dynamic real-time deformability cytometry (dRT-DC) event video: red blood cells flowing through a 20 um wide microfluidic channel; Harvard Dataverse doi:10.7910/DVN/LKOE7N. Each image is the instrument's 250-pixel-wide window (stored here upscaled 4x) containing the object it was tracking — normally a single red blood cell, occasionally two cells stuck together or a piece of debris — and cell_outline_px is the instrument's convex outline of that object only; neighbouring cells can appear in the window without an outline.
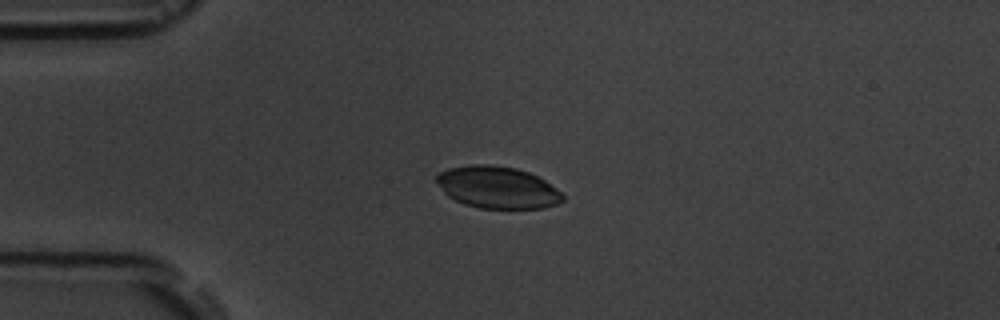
{"species": "common noctule bat (a hibernating species)", "species_latin": "Nyctalus noctula", "temperature_condition": "room temperature", "stored_images_in_passage": 2, "camera_frame_rate_fps": 3000, "um_per_image_px": 0.085, "animal": {"sex": "male", "body_mass_g": 19.5, "forearm_length_mm": 54.6}, "frame": {"image": 1, "passage_image": 1, "time_ms": 0.0, "image_size_px": [1000, 320], "cell_outline_px": [[564, 200], [556, 204], [544, 208], [480, 208], [464, 204], [448, 196], [444, 192], [436, 180], [436, 176], [440, 172], [448, 168], [472, 164], [492, 164], [516, 168], [528, 172], [544, 180], [560, 192], [564, 196]], "centroid_in_image_um": [42.27, 15.92], "position_along_channel_um": 42.7, "area_um2": 30.69}}